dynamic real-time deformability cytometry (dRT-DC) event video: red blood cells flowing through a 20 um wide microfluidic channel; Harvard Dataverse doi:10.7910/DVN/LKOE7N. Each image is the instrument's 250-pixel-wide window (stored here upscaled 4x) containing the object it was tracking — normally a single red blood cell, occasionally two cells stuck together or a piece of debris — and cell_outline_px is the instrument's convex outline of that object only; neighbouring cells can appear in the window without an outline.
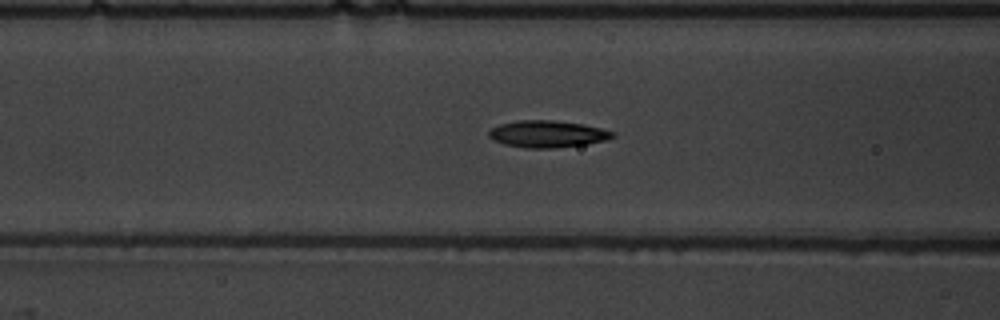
{"species": "common noctule bat (a hibernating species)", "species_latin": "Nyctalus noctula", "temperature_condition": "warm", "stored_images_in_passage": 54, "camera_frame_rate_fps": 3000, "um_per_image_px": 0.085, "animal": {"sex": "male", "body_mass_g": 19.5, "forearm_length_mm": 54.6}, "frame": {"image": 1, "passage_image": 23, "time_ms": 7.333, "image_size_px": [1000, 320], "cell_outline_px": [[616, 136], [608, 140], [584, 144], [556, 148], [524, 148], [504, 144], [492, 140], [488, 136], [488, 132], [492, 128], [500, 124], [520, 120], [552, 120], [580, 124], [600, 128], [616, 132]], "centroid_in_image_um": [46.53, 11.4], "position_along_channel_um": 120.1, "area_um2": 19.42}}
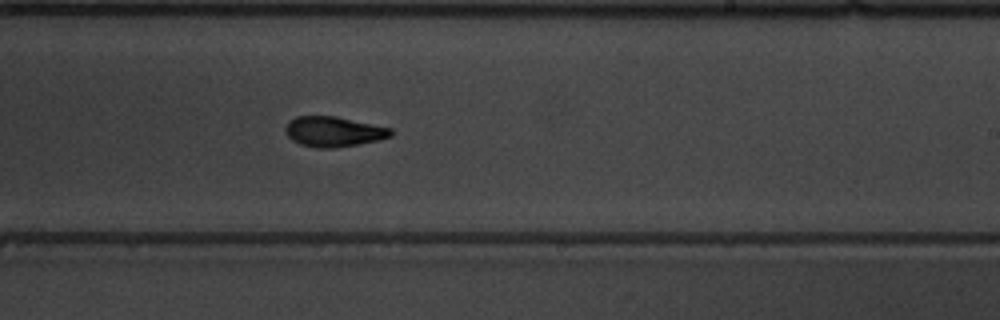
{"frame": {"image": 2, "passage_image": 34, "time_ms": 11.0, "image_size_px": [1000, 320], "cell_outline_px": [[392, 136], [380, 140], [336, 148], [316, 148], [300, 144], [292, 140], [284, 132], [284, 128], [288, 120], [296, 116], [336, 116], [392, 128]], "centroid_in_image_um": [28.33, 11.19], "position_along_channel_um": 260.7, "area_um2": 18.79}}
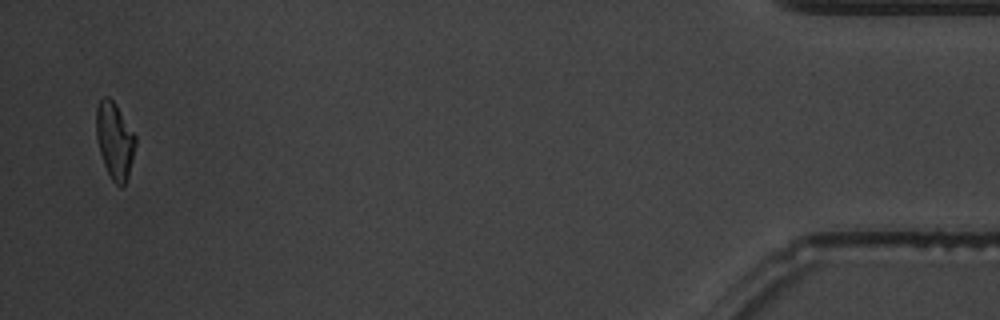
{"frame": {"image": 3, "passage_image": 53, "time_ms": 17.333, "image_size_px": [1000, 320], "cell_outline_px": [[136, 144], [128, 176], [124, 184], [120, 188], [112, 180], [104, 164], [100, 152], [96, 136], [96, 108], [100, 100], [104, 96], [108, 96], [116, 104], [136, 136]], "centroid_in_image_um": [9.75, 11.93], "position_along_channel_um": 425.5, "area_um2": 17.4}, "authors_computed_cell_mechanics": {"area_um2": 18.1492, "velocity_mm_per_s": 3.843, "shape_relaxation_time_tau1_ms": 4.0166, "shape_relaxation_time_tau2_ms": 3.0876, "deformation_change_tau1": 0.188, "deformation_change_tau2": 0.085}}